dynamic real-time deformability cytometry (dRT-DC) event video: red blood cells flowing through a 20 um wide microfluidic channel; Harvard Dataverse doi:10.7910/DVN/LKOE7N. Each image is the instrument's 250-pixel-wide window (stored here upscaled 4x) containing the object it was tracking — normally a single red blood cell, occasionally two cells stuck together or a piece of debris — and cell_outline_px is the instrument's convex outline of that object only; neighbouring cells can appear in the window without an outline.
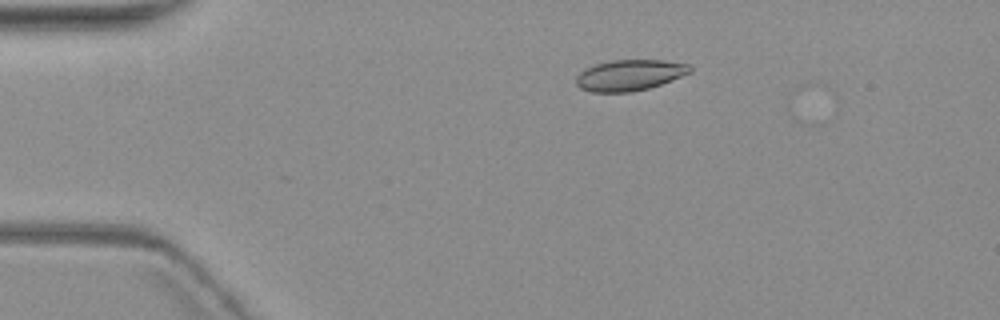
{"species": "common noctule bat (a hibernating species)", "species_latin": "Nyctalus noctula", "temperature_condition": "warm", "stored_images_in_passage": 9, "camera_frame_rate_fps": 3000, "um_per_image_px": 0.085, "animal": {"sex": "female", "body_mass_g": 19.3, "forearm_length_mm": 54.1}, "frame": {"image": 1, "passage_image": 1, "time_ms": 0.0, "image_size_px": [1000, 320], "cell_outline_px": [[692, 72], [672, 80], [648, 88], [632, 92], [592, 92], [580, 88], [576, 84], [576, 76], [584, 68], [596, 64], [612, 60], [664, 60], [688, 64], [692, 68]], "centroid_in_image_um": [53.51, 6.38], "position_along_channel_um": 31.5, "area_um2": 20.58}}
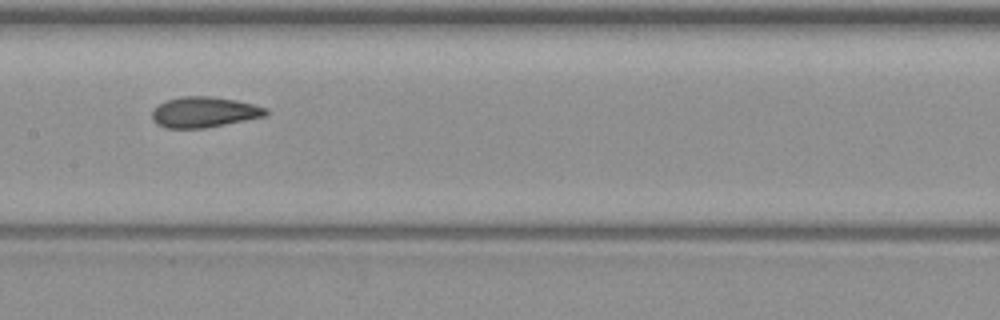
{"frame": {"image": 2, "passage_image": 6, "time_ms": 6.0, "image_size_px": [1000, 320], "cell_outline_px": [[268, 112], [264, 116], [204, 128], [164, 128], [156, 124], [152, 120], [152, 112], [164, 100], [180, 96], [212, 96], [236, 100], [252, 104], [264, 108]], "centroid_in_image_um": [17.28, 9.52], "position_along_channel_um": 190.1, "area_um2": 20.11}}
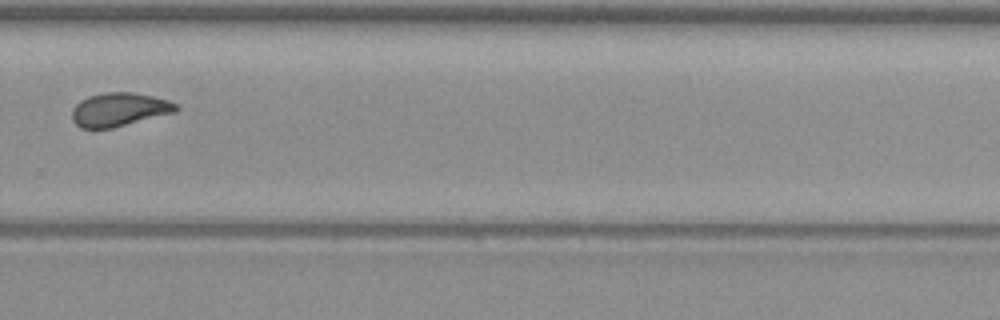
{"frame": {"image": 3, "passage_image": 9, "time_ms": 9.667, "image_size_px": [1000, 320], "cell_outline_px": [[180, 108], [176, 112], [112, 128], [80, 128], [72, 120], [72, 108], [80, 100], [88, 96], [104, 92], [132, 92], [152, 96], [168, 100], [176, 104]], "centroid_in_image_um": [10.12, 9.3], "position_along_channel_um": 319.7, "area_um2": 20.4}}